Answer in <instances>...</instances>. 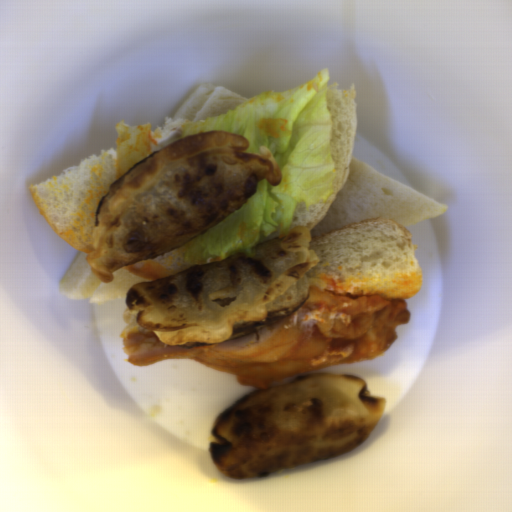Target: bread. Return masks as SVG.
Returning a JSON list of instances; mask_svg holds the SVG:
<instances>
[{
	"label": "bread",
	"mask_w": 512,
	"mask_h": 512,
	"mask_svg": "<svg viewBox=\"0 0 512 512\" xmlns=\"http://www.w3.org/2000/svg\"><path fill=\"white\" fill-rule=\"evenodd\" d=\"M88 261L89 256L80 251L59 281L60 296L68 300H88L94 305L114 302L126 300L133 285L153 281L119 268L114 271V280L105 283L93 276Z\"/></svg>",
	"instance_id": "bread-5"
},
{
	"label": "bread",
	"mask_w": 512,
	"mask_h": 512,
	"mask_svg": "<svg viewBox=\"0 0 512 512\" xmlns=\"http://www.w3.org/2000/svg\"><path fill=\"white\" fill-rule=\"evenodd\" d=\"M246 98L210 82L198 83L171 119L198 122L239 108Z\"/></svg>",
	"instance_id": "bread-6"
},
{
	"label": "bread",
	"mask_w": 512,
	"mask_h": 512,
	"mask_svg": "<svg viewBox=\"0 0 512 512\" xmlns=\"http://www.w3.org/2000/svg\"><path fill=\"white\" fill-rule=\"evenodd\" d=\"M118 146L102 149L58 175L28 186L39 214L73 250L95 249L99 201L116 181Z\"/></svg>",
	"instance_id": "bread-2"
},
{
	"label": "bread",
	"mask_w": 512,
	"mask_h": 512,
	"mask_svg": "<svg viewBox=\"0 0 512 512\" xmlns=\"http://www.w3.org/2000/svg\"><path fill=\"white\" fill-rule=\"evenodd\" d=\"M325 105L332 115L330 151L336 164L330 185L331 194L324 202L311 206L297 204L293 208L286 234L300 226L309 227L310 232L318 226L347 180L357 133L356 86L340 88L336 82L325 87Z\"/></svg>",
	"instance_id": "bread-4"
},
{
	"label": "bread",
	"mask_w": 512,
	"mask_h": 512,
	"mask_svg": "<svg viewBox=\"0 0 512 512\" xmlns=\"http://www.w3.org/2000/svg\"><path fill=\"white\" fill-rule=\"evenodd\" d=\"M188 123L192 122L184 118L180 120L167 118L161 126L150 130L151 155L182 140L183 127Z\"/></svg>",
	"instance_id": "bread-8"
},
{
	"label": "bread",
	"mask_w": 512,
	"mask_h": 512,
	"mask_svg": "<svg viewBox=\"0 0 512 512\" xmlns=\"http://www.w3.org/2000/svg\"><path fill=\"white\" fill-rule=\"evenodd\" d=\"M138 312H134L129 307L126 309L124 313L123 320L126 324L125 328L119 334L122 339L128 338L132 334H146L149 332H153L149 329L142 327L137 320Z\"/></svg>",
	"instance_id": "bread-9"
},
{
	"label": "bread",
	"mask_w": 512,
	"mask_h": 512,
	"mask_svg": "<svg viewBox=\"0 0 512 512\" xmlns=\"http://www.w3.org/2000/svg\"><path fill=\"white\" fill-rule=\"evenodd\" d=\"M446 207L351 156L346 181L310 231V240L371 218H391L407 228L444 213Z\"/></svg>",
	"instance_id": "bread-3"
},
{
	"label": "bread",
	"mask_w": 512,
	"mask_h": 512,
	"mask_svg": "<svg viewBox=\"0 0 512 512\" xmlns=\"http://www.w3.org/2000/svg\"><path fill=\"white\" fill-rule=\"evenodd\" d=\"M319 261L308 288L338 296L413 298L422 286L421 267L409 229L390 217H374L310 239Z\"/></svg>",
	"instance_id": "bread-1"
},
{
	"label": "bread",
	"mask_w": 512,
	"mask_h": 512,
	"mask_svg": "<svg viewBox=\"0 0 512 512\" xmlns=\"http://www.w3.org/2000/svg\"><path fill=\"white\" fill-rule=\"evenodd\" d=\"M187 268L190 267L183 255L172 249L164 254L119 269L154 281L171 277Z\"/></svg>",
	"instance_id": "bread-7"
}]
</instances>
